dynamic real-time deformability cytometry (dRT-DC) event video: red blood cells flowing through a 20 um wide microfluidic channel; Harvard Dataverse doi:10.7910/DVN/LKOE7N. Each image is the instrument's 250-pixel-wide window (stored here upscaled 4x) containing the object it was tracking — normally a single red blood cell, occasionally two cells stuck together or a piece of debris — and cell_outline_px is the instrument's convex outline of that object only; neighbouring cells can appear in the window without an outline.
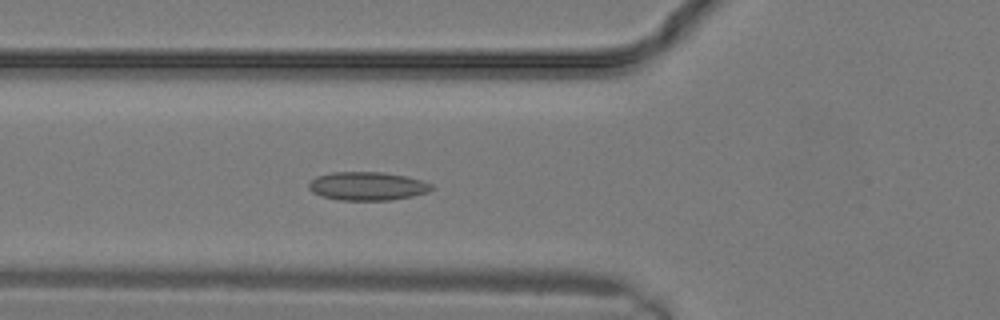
{"species": "common noctule bat (a hibernating species)", "species_latin": "Nyctalus noctula", "temperature_condition": "warm", "stored_images_in_passage": 9, "camera_frame_rate_fps": 3000, "um_per_image_px": 0.085, "animal": {"sex": "male", "body_mass_g": 19.2, "forearm_length_mm": 51.8}, "frame": {"image": 1, "passage_image": 9, "time_ms": 2.667, "image_size_px": [1000, 320], "cell_outline_px": [[436, 188], [428, 192], [412, 196], [388, 200], [340, 200], [320, 196], [312, 192], [308, 188], [308, 184], [316, 176], [332, 172], [380, 172], [408, 176], [432, 184]], "centroid_in_image_um": [31.23, 15.82], "position_along_channel_um": 94.6, "area_um2": 20.46}}